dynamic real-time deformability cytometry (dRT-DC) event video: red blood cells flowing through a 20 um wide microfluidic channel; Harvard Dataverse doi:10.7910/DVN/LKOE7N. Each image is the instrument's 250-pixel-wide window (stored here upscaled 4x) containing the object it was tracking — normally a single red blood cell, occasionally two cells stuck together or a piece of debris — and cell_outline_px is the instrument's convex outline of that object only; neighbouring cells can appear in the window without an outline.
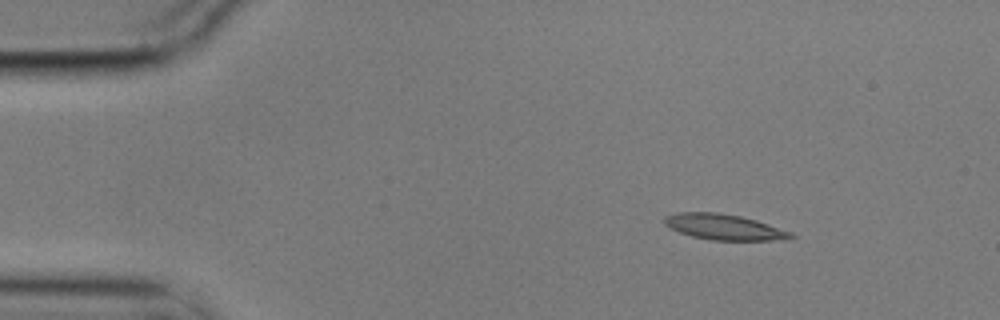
{"species": "common noctule bat (a hibernating species)", "species_latin": "Nyctalus noctula", "temperature_condition": "cold", "stored_images_in_passage": 5, "camera_frame_rate_fps": 3000, "um_per_image_px": 0.085, "animal": {"sex": "male", "body_mass_g": 17.9}, "frame": {"image": 1, "passage_image": 1, "time_ms": 0.0, "image_size_px": [1000, 320], "cell_outline_px": [[796, 236], [772, 240], [712, 240], [692, 236], [680, 232], [664, 224], [664, 216], [676, 212], [716, 212], [740, 216], [756, 220], [792, 232]], "centroid_in_image_um": [61.51, 19.28], "position_along_channel_um": 23.5, "area_um2": 18.67}}
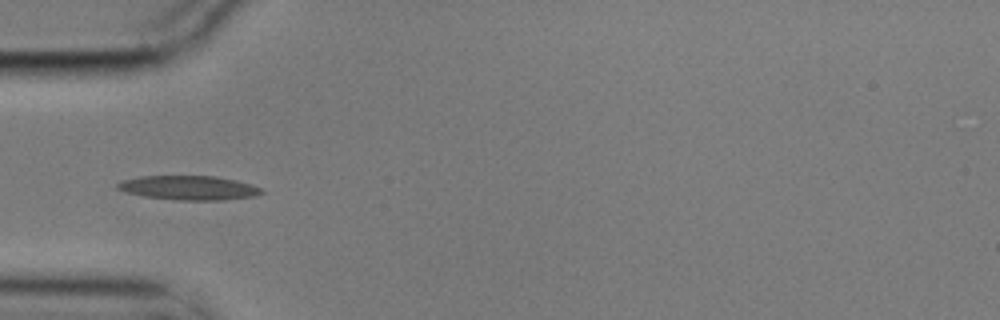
{"frame": {"image": 2, "passage_image": 4, "time_ms": 1.0, "image_size_px": [1000, 320], "cell_outline_px": [[264, 192], [256, 196], [220, 200], [176, 200], [144, 196], [128, 192], [116, 188], [116, 184], [124, 180], [140, 176], [216, 176], [236, 180], [252, 184], [260, 188]], "centroid_in_image_um": [16.08, 15.96], "position_along_channel_um": 68.9, "area_um2": 20.23}}
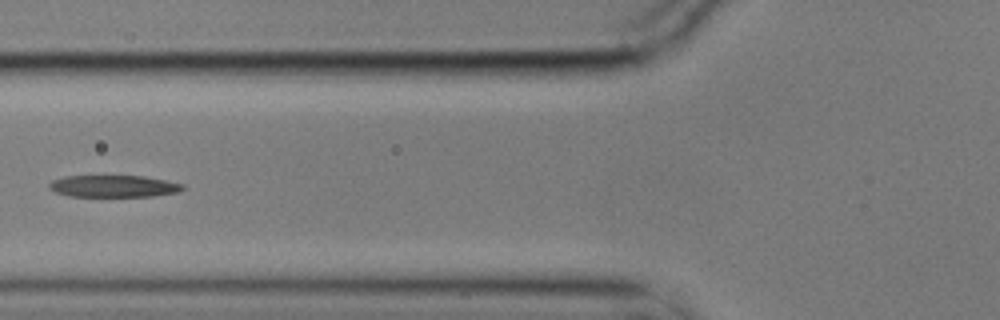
{"frame": {"image": 3, "passage_image": 5, "time_ms": 1.333, "image_size_px": [1000, 320], "cell_outline_px": [[184, 188], [180, 192], [152, 196], [68, 196], [56, 192], [48, 188], [48, 184], [52, 180], [64, 176], [144, 176], [184, 184]], "centroid_in_image_um": [9.65, 15.82], "position_along_channel_um": 116.2, "area_um2": 17.05}}